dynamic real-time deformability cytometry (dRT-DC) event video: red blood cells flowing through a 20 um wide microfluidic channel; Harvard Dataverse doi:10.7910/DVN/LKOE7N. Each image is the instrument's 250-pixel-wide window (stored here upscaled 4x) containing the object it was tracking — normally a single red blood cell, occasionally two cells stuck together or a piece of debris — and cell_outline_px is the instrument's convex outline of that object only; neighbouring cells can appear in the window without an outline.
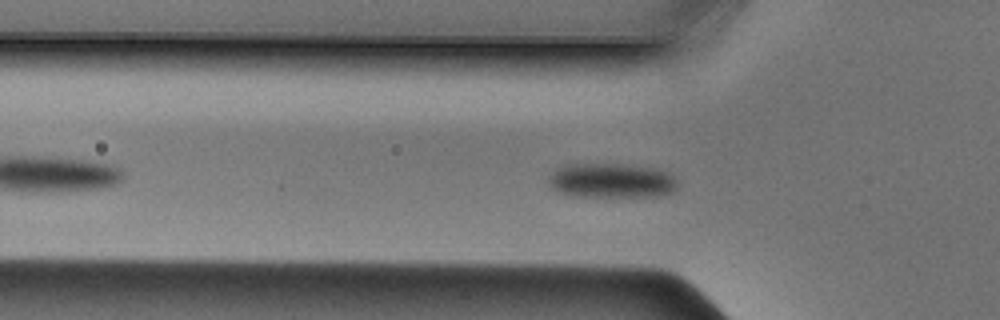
{"species": "Egyptian fruit bat (a non-hibernating species)", "species_latin": "Rousettus aegyptiacus", "temperature_condition": "cold", "stored_images_in_passage": 42, "camera_frame_rate_fps": 3000, "um_per_image_px": 0.085, "animal": {"sex": "male"}, "frame": {"image": 1, "passage_image": 8, "time_ms": 2.333, "image_size_px": [1000, 320], "cell_outline_px": [[676, 188], [672, 192], [656, 196], [576, 196], [560, 192], [552, 188], [548, 184], [548, 176], [556, 168], [564, 164], [620, 164], [656, 168], [672, 172], [676, 180]], "centroid_in_image_um": [51.97, 15.33], "position_along_channel_um": 73.8, "area_um2": 26.18}}
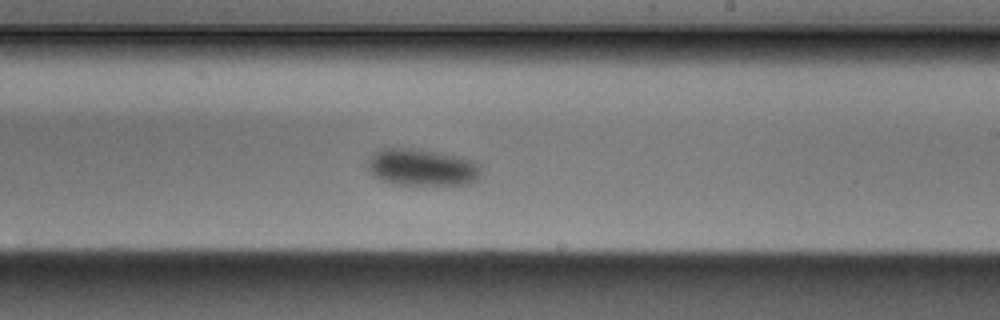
{"frame": {"image": 2, "passage_image": 21, "time_ms": 6.667, "image_size_px": [1000, 320], "cell_outline_px": [[480, 172], [476, 180], [468, 184], [392, 184], [376, 176], [364, 164], [372, 152], [380, 148], [412, 148], [460, 156], [472, 160], [480, 168]], "centroid_in_image_um": [35.81, 14.2], "position_along_channel_um": 253.2, "area_um2": 24.28}}
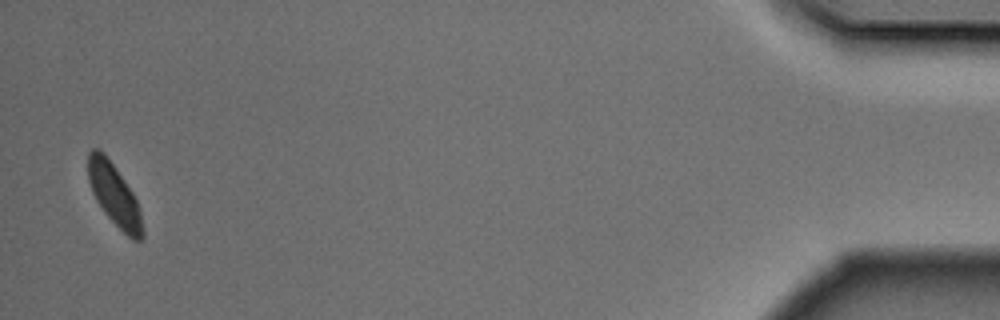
{"frame": {"image": 3, "passage_image": 40, "time_ms": 13.0, "image_size_px": [1000, 320], "cell_outline_px": [[144, 236], [140, 240], [132, 240], [104, 212], [96, 200], [92, 192], [88, 180], [88, 152], [92, 148], [100, 148], [104, 152], [124, 180], [132, 192], [140, 208], [144, 228]], "centroid_in_image_um": [9.72, 16.55], "position_along_channel_um": 425.5, "area_um2": 19.59}}